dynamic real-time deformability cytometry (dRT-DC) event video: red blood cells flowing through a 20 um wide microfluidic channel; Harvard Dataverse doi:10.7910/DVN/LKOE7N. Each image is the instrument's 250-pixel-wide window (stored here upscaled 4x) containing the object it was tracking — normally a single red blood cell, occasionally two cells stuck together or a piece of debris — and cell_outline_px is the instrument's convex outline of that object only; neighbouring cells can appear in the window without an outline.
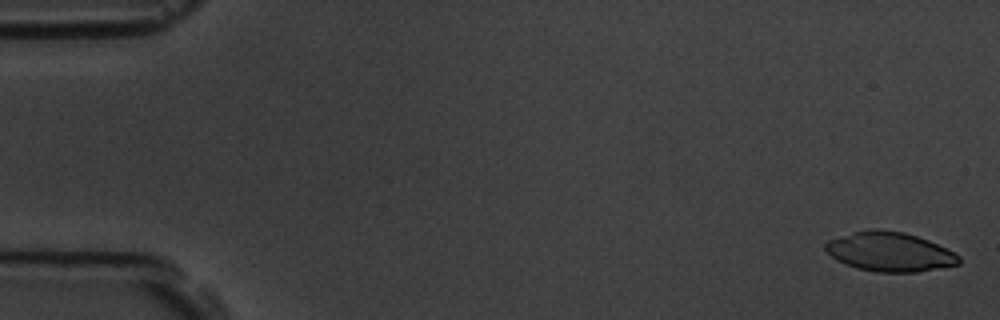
{"species": "common noctule bat (a hibernating species)", "species_latin": "Nyctalus noctula", "temperature_condition": "room temperature", "stored_images_in_passage": 5, "camera_frame_rate_fps": 3000, "um_per_image_px": 0.085, "animal": {"sex": "male", "body_mass_g": 19.5, "forearm_length_mm": 54.6}, "frame": {"image": 1, "passage_image": 1, "time_ms": 0.0, "image_size_px": [1000, 320], "cell_outline_px": [[960, 264], [916, 272], [876, 272], [856, 268], [844, 264], [836, 260], [824, 248], [824, 244], [828, 240], [868, 228], [876, 228], [904, 232], [928, 240], [960, 256]], "centroid_in_image_um": [75.59, 21.4], "position_along_channel_um": 9.4, "area_um2": 30.46}}